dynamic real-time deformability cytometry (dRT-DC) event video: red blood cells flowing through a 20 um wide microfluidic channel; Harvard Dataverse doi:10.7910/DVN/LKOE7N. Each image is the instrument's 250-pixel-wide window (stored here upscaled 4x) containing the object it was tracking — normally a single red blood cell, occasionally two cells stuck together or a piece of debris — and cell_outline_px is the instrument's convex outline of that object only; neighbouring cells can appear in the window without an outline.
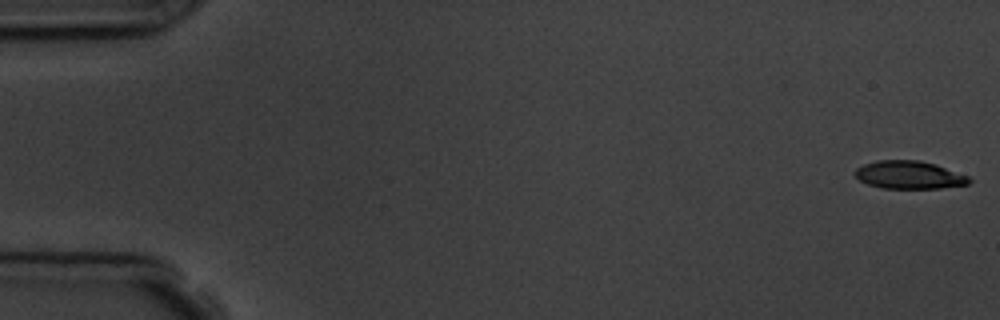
{"species": "common noctule bat (a hibernating species)", "species_latin": "Nyctalus noctula", "temperature_condition": "room temperature", "stored_images_in_passage": 5, "camera_frame_rate_fps": 3000, "um_per_image_px": 0.085, "animal": {"sex": "male", "body_mass_g": 19.5, "forearm_length_mm": 54.6}, "frame": {"image": 1, "passage_image": 1, "time_ms": 0.0, "image_size_px": [1000, 320], "cell_outline_px": [[972, 180], [968, 184], [940, 188], [880, 188], [868, 184], [860, 180], [852, 172], [856, 168], [864, 164], [876, 160], [920, 160], [936, 164], [968, 176]], "centroid_in_image_um": [77.26, 14.86], "position_along_channel_um": 7.7, "area_um2": 18.61}}
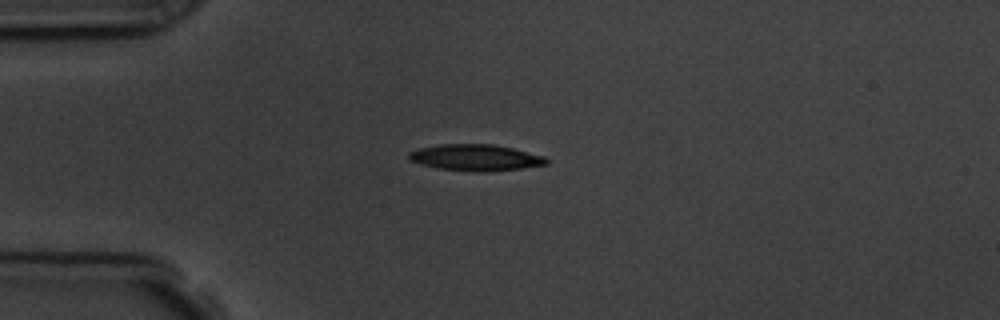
{"frame": {"image": 2, "passage_image": 5, "time_ms": 4.333, "image_size_px": [1000, 320], "cell_outline_px": [[548, 164], [520, 168], [484, 172], [476, 172], [436, 168], [420, 164], [408, 160], [408, 152], [416, 148], [440, 144], [492, 144], [512, 148], [544, 156], [548, 160]], "centroid_in_image_um": [40.35, 13.39], "position_along_channel_um": 44.6, "area_um2": 21.21}}